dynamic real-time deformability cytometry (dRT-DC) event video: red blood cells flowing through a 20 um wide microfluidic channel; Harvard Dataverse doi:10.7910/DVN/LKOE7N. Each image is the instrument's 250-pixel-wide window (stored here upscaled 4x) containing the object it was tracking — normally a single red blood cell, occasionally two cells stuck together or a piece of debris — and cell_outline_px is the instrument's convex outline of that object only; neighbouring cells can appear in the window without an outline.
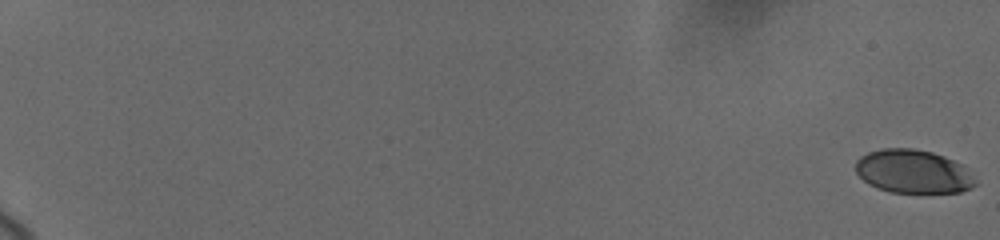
{"species": "human", "species_latin": "Homo sapiens", "temperature_condition": "cold", "stored_images_in_passage": 37, "camera_frame_rate_fps": 3000, "um_per_image_px": 0.085, "donor": {"sex": "female"}, "frame": {"image": 1, "passage_image": 1, "time_ms": 0.0, "image_size_px": [1000, 240], "cell_outline_px": [[980, 184], [972, 188], [960, 192], [888, 192], [876, 188], [868, 184], [856, 172], [856, 160], [860, 156], [868, 152], [880, 148], [912, 148], [932, 152], [944, 156], [964, 164], [968, 168]], "centroid_in_image_um": [77.66, 14.58], "position_along_channel_um": 7.3, "area_um2": 30.87}}
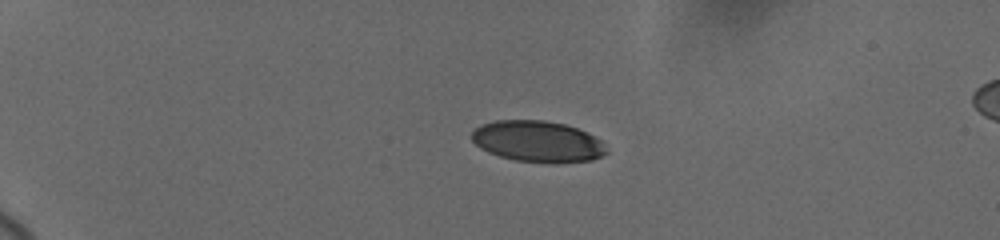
{"frame": {"image": 2, "passage_image": 25, "time_ms": 5.333, "image_size_px": [1000, 240], "cell_outline_px": [[608, 152], [592, 160], [552, 164], [516, 160], [500, 156], [488, 152], [480, 148], [472, 140], [472, 132], [480, 124], [496, 120], [544, 120], [564, 124], [576, 128], [600, 140]], "centroid_in_image_um": [45.67, 12.03], "position_along_channel_um": 39.3, "area_um2": 32.25}}